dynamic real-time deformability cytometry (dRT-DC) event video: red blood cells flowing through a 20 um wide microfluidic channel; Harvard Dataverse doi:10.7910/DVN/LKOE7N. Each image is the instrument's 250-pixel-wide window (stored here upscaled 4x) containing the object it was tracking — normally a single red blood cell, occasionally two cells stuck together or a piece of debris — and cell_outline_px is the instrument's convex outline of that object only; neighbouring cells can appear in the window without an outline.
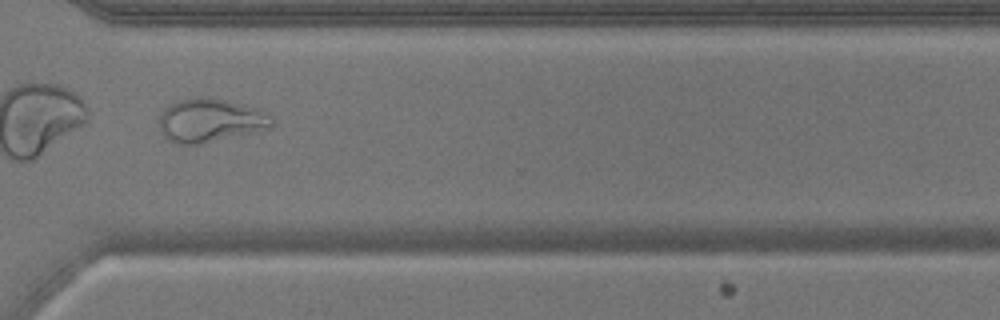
{"species": "common noctule bat (a hibernating species)", "species_latin": "Nyctalus noctula", "temperature_condition": "warm", "stored_images_in_passage": 33, "camera_frame_rate_fps": 3000, "um_per_image_px": 0.085, "animal": {"sex": "male", "body_mass_g": 17.9}, "frame": {"image": 1, "passage_image": 24, "time_ms": 7.667, "image_size_px": [1000, 320], "cell_outline_px": [[272, 128], [256, 132], [200, 144], [172, 144], [160, 132], [160, 112], [168, 104], [180, 100], [200, 96], [208, 96], [260, 108], [272, 120]], "centroid_in_image_um": [17.85, 10.23], "position_along_channel_um": 352.8, "area_um2": 28.96}, "authors_computed_cell_mechanics": {"area_um2": 24.0448, "velocity_mm_per_s": 3.8166, "shape_relaxation_time_tau1_ms": null, "shape_relaxation_time_tau2_ms": 0.8426, "deformation_change_tau1": null, "deformation_change_tau2": 0.0915}}